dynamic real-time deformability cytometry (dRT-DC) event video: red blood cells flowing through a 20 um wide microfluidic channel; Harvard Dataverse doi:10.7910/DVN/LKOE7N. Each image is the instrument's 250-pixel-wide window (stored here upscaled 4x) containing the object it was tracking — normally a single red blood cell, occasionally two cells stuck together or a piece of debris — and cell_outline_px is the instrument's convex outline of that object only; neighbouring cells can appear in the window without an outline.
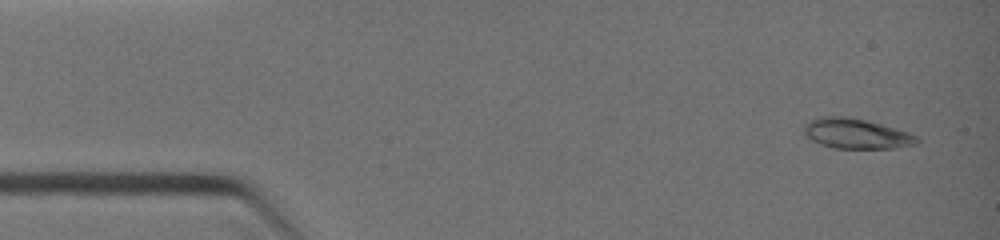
{"species": "common noctule bat (a hibernating species)", "species_latin": "Nyctalus noctula", "temperature_condition": "warm", "stored_images_in_passage": 23, "camera_frame_rate_fps": 3000, "um_per_image_px": 0.085, "animal": {"sex": "female", "body_mass_g": 19.0, "forearm_length_mm": 51.5}, "frame": {"image": 1, "passage_image": 1, "time_ms": 0.0, "image_size_px": [1000, 240], "cell_outline_px": [[920, 140], [916, 144], [896, 148], [832, 148], [820, 144], [804, 136], [804, 124], [808, 120], [820, 116], [848, 116], [880, 124], [908, 132], [916, 136]], "centroid_in_image_um": [72.73, 11.35], "position_along_channel_um": 12.3, "area_um2": 19.88}}
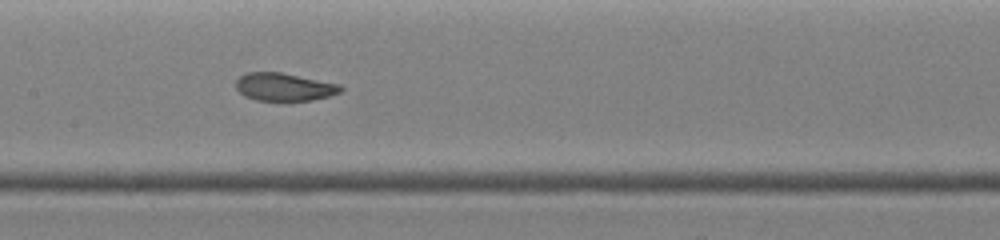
{"frame": {"image": 2, "passage_image": 13, "time_ms": 5.333, "image_size_px": [1000, 240], "cell_outline_px": [[344, 88], [340, 92], [328, 96], [312, 100], [256, 100], [244, 96], [236, 88], [236, 80], [240, 76], [248, 72], [280, 72], [340, 84]], "centroid_in_image_um": [24.15, 7.38], "position_along_channel_um": 183.3, "area_um2": 16.88}}
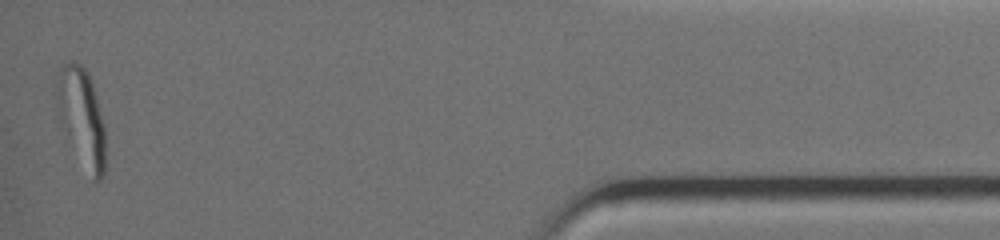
{"frame": {"image": 3, "passage_image": 23, "time_ms": 11.333, "image_size_px": [1000, 240], "cell_outline_px": [[104, 176], [100, 180], [96, 180], [56, 92], [56, 80], [60, 64], [68, 60], [76, 60], [88, 72], [96, 96], [104, 124]], "centroid_in_image_um": [7.04, 9.57], "position_along_channel_um": 428.2, "area_um2": 23.58}}